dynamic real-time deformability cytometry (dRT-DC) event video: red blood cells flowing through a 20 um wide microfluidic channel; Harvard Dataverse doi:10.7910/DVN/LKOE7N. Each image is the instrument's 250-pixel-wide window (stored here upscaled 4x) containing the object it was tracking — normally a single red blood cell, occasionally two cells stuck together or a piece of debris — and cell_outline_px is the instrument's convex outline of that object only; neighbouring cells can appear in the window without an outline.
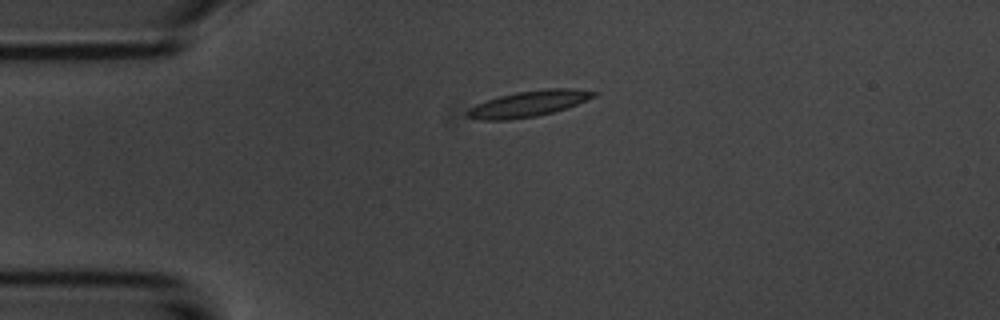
{"species": "common noctule bat (a hibernating species)", "species_latin": "Nyctalus noctula", "temperature_condition": "room temperature", "stored_images_in_passage": 3, "camera_frame_rate_fps": 3000, "um_per_image_px": 0.085, "animal": {"sex": "male", "body_mass_g": 20.1, "forearm_length_mm": 53.5}, "frame": {"image": 1, "passage_image": 1, "time_ms": 0.0, "image_size_px": [1000, 320], "cell_outline_px": [[600, 92], [596, 96], [576, 104], [552, 112], [536, 116], [508, 120], [480, 120], [464, 116], [464, 112], [468, 108], [476, 104], [500, 96], [516, 92], [548, 88], [572, 88]], "centroid_in_image_um": [44.89, 8.82], "position_along_channel_um": 40.1, "area_um2": 19.07}}